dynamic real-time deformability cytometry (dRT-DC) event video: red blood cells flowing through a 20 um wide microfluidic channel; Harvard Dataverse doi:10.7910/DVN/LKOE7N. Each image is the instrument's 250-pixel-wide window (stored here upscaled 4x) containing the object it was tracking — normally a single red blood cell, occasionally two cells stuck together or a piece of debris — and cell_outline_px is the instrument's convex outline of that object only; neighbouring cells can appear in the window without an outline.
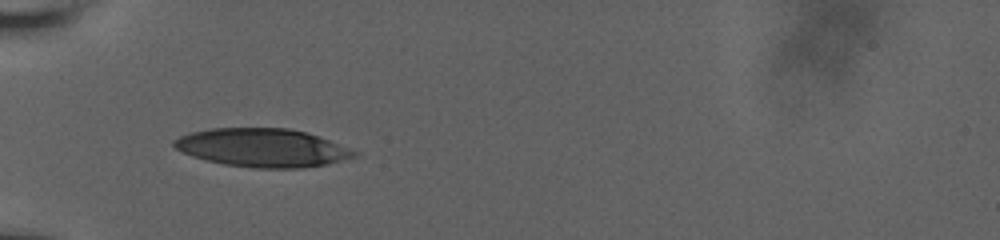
{"species": "human", "species_latin": "Homo sapiens", "temperature_condition": "room temperature", "stored_images_in_passage": 6, "camera_frame_rate_fps": 3000, "um_per_image_px": 0.085, "donor": {"sex": "male"}, "frame": {"image": 1, "passage_image": 1, "time_ms": 0.0, "image_size_px": [1000, 240], "cell_outline_px": [[360, 152], [356, 156], [328, 164], [300, 168], [252, 168], [224, 164], [204, 160], [192, 156], [176, 148], [172, 144], [172, 140], [180, 136], [192, 132], [212, 128], [288, 128], [308, 132]], "centroid_in_image_um": [22.31, 12.56], "position_along_channel_um": 62.7, "area_um2": 40.34}}
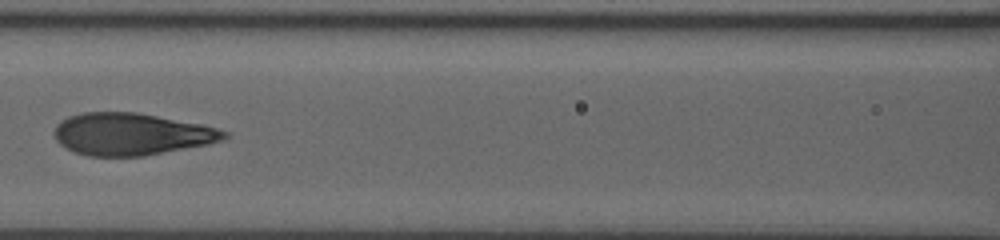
{"frame": {"image": 2, "passage_image": 4, "time_ms": 2.667, "image_size_px": [1000, 240], "cell_outline_px": [[228, 136], [224, 140], [208, 144], [144, 156], [88, 156], [72, 152], [60, 144], [56, 140], [52, 132], [56, 124], [68, 116], [84, 112], [136, 112], [200, 124], [216, 128], [228, 132]], "centroid_in_image_um": [11.12, 11.4], "position_along_channel_um": 155.5, "area_um2": 41.79}}
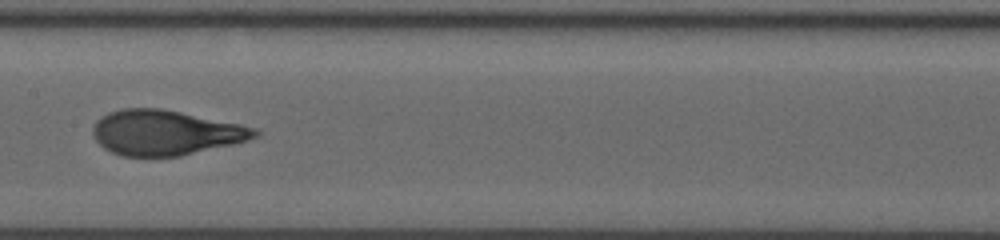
{"frame": {"image": 3, "passage_image": 5, "time_ms": 3.667, "image_size_px": [1000, 240], "cell_outline_px": [[260, 136], [248, 140], [232, 144], [180, 156], [120, 156], [104, 148], [96, 140], [92, 132], [92, 128], [96, 120], [108, 112], [124, 108], [160, 108], [240, 124], [256, 128], [260, 132]], "centroid_in_image_um": [14.05, 11.27], "position_along_channel_um": 193.3, "area_um2": 42.37}}